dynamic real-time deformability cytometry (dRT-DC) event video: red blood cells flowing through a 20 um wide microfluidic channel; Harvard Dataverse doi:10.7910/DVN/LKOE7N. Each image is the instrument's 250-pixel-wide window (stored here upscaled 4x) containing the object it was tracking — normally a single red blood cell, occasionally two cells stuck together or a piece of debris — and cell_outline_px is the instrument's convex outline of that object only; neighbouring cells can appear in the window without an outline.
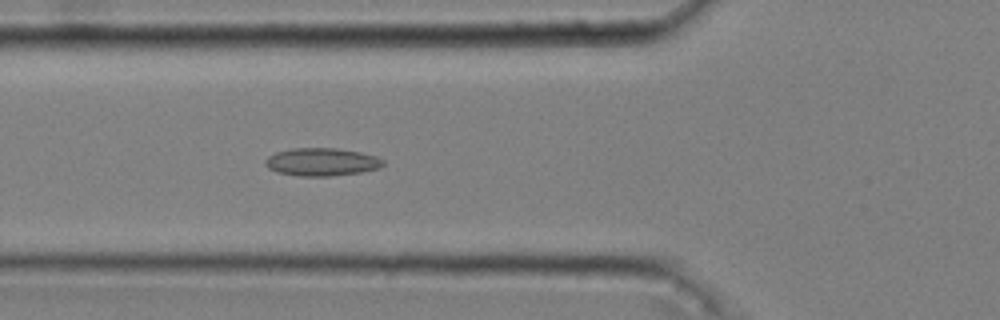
{"species": "common noctule bat (a hibernating species)", "species_latin": "Nyctalus noctula", "temperature_condition": "cold", "stored_images_in_passage": 53, "camera_frame_rate_fps": 3000, "um_per_image_px": 0.085, "animal": {"sex": "male", "body_mass_g": 20.4}, "frame": {"image": 1, "passage_image": 20, "time_ms": 6.333, "image_size_px": [1000, 320], "cell_outline_px": [[384, 164], [380, 168], [360, 172], [332, 176], [300, 176], [276, 172], [268, 168], [264, 164], [264, 160], [268, 156], [276, 152], [292, 148], [336, 148], [360, 152], [376, 156], [384, 160]], "centroid_in_image_um": [27.33, 13.76], "position_along_channel_um": 98.5, "area_um2": 19.25}}
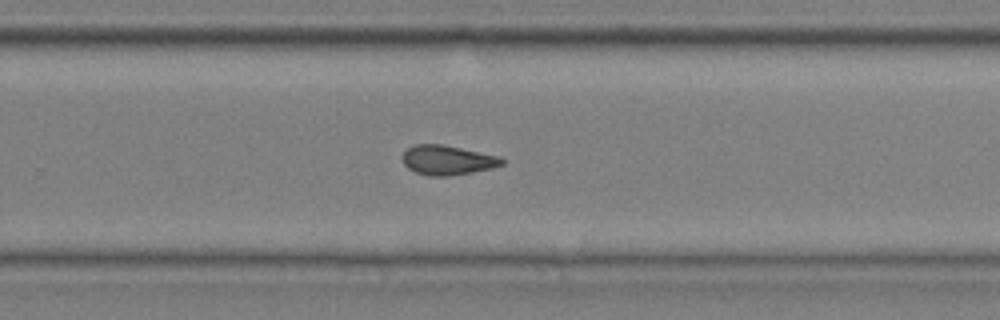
{"frame": {"image": 2, "passage_image": 36, "time_ms": 11.667, "image_size_px": [1000, 320], "cell_outline_px": [[504, 164], [492, 168], [472, 172], [448, 176], [428, 176], [416, 172], [408, 168], [404, 164], [400, 156], [408, 148], [416, 144], [444, 144], [500, 156], [504, 160]], "centroid_in_image_um": [38.03, 13.6], "position_along_channel_um": 291.8, "area_um2": 17.28}}
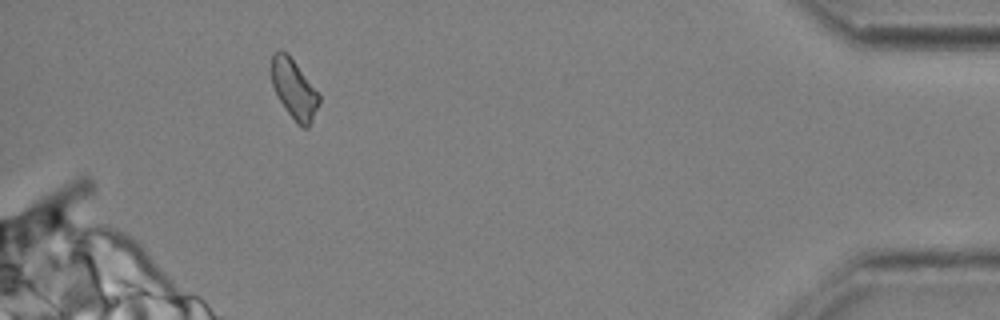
{"frame": {"image": 3, "passage_image": 50, "time_ms": 16.333, "image_size_px": [1000, 320], "cell_outline_px": [[320, 104], [308, 128], [300, 128], [296, 124], [284, 108], [272, 84], [268, 68], [272, 56], [276, 52], [288, 52], [320, 96]], "centroid_in_image_um": [24.97, 7.59], "position_along_channel_um": 410.2, "area_um2": 16.7}, "authors_computed_cell_mechanics": {"area_um2": 17.4556, "velocity_mm_per_s": 3.6299, "shape_relaxation_time_tau1_ms": null, "shape_relaxation_time_tau2_ms": 3.888, "deformation_change_tau1": null, "deformation_change_tau2": 0.0981}}